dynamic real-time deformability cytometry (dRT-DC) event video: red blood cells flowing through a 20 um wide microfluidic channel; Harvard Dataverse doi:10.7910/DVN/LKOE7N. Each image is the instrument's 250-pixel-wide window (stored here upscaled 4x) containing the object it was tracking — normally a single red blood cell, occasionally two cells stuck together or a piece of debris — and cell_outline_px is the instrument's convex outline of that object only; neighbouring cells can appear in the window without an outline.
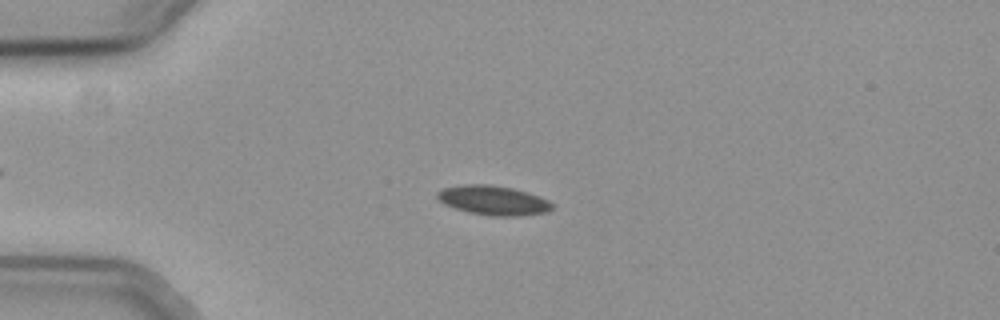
{"species": "common noctule bat (a hibernating species)", "species_latin": "Nyctalus noctula", "temperature_condition": "cold", "stored_images_in_passage": 52, "camera_frame_rate_fps": 3000, "um_per_image_px": 0.085, "animal": {"sex": "female", "body_mass_g": 19.3, "forearm_length_mm": 54.1}, "frame": {"image": 1, "passage_image": 15, "time_ms": 4.667, "image_size_px": [1000, 320], "cell_outline_px": [[552, 208], [548, 212], [520, 216], [492, 216], [468, 212], [444, 204], [436, 196], [436, 192], [444, 188], [460, 184], [492, 184], [512, 188], [528, 192], [548, 200], [552, 204]], "centroid_in_image_um": [41.92, 17.02], "position_along_channel_um": 43.1, "area_um2": 19.77}}
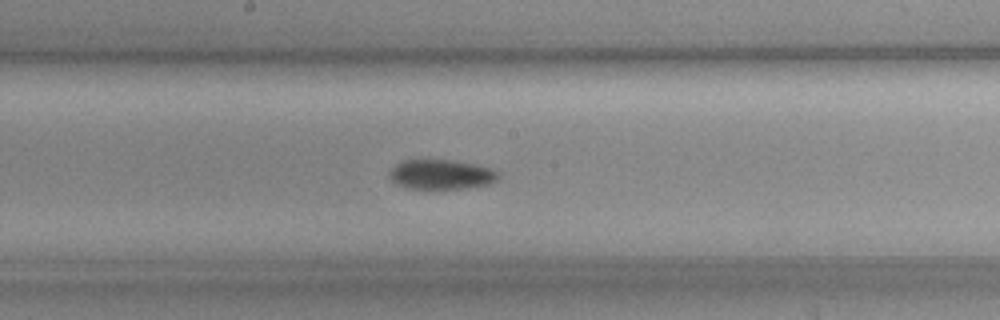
{"frame": {"image": 2, "passage_image": 31, "time_ms": 10.0, "image_size_px": [1000, 320], "cell_outline_px": [[500, 176], [496, 180], [488, 184], [468, 188], [408, 188], [396, 184], [388, 176], [388, 172], [396, 164], [404, 160], [452, 160], [476, 164], [492, 168], [500, 172]], "centroid_in_image_um": [37.52, 14.82], "position_along_channel_um": 210.7, "area_um2": 18.9}}
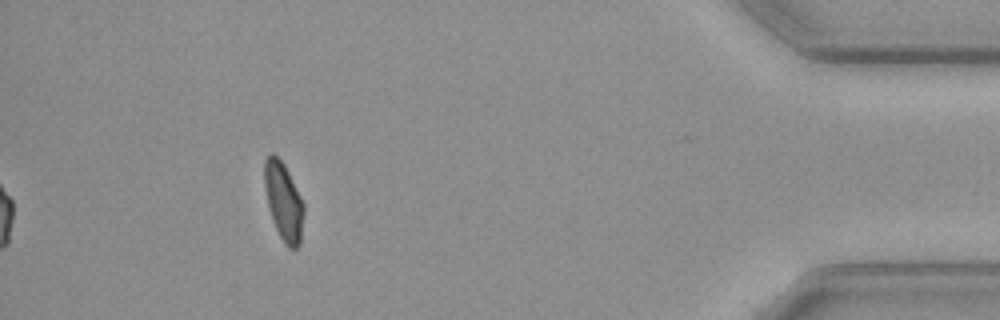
{"frame": {"image": 3, "passage_image": 52, "time_ms": 17.0, "image_size_px": [1000, 320], "cell_outline_px": [[304, 212], [300, 244], [296, 248], [288, 248], [284, 244], [272, 220], [268, 204], [264, 184], [264, 160], [272, 152], [284, 164], [304, 204]], "centroid_in_image_um": [24.1, 17.14], "position_along_channel_um": 411.1, "area_um2": 17.69}}